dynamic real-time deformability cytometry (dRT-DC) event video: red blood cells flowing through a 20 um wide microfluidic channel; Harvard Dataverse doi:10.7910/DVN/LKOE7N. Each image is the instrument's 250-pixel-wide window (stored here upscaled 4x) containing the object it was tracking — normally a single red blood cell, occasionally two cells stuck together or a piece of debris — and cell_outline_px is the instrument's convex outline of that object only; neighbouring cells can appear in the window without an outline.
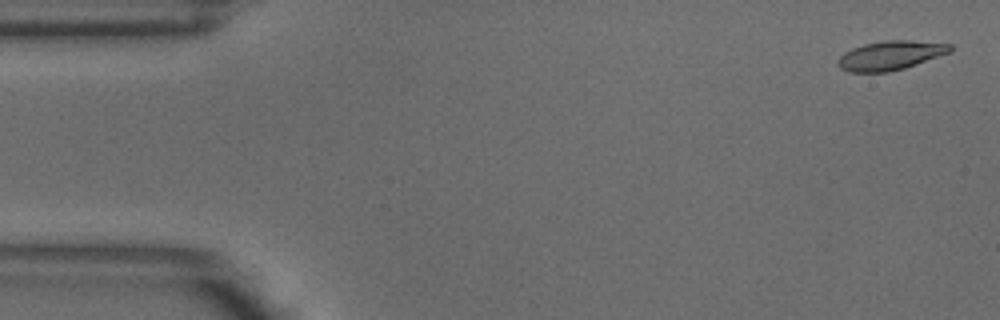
{"species": "common noctule bat (a hibernating species)", "species_latin": "Nyctalus noctula", "temperature_condition": "warm", "stored_images_in_passage": 5, "camera_frame_rate_fps": 3000, "um_per_image_px": 0.085, "animal": {"sex": "male", "body_mass_g": 18.8}, "frame": {"image": 1, "passage_image": 1, "time_ms": 0.0, "image_size_px": [1000, 320], "cell_outline_px": [[952, 52], [904, 68], [888, 72], [848, 72], [840, 68], [836, 64], [836, 60], [844, 52], [852, 48], [864, 44], [884, 40], [912, 40], [952, 44]], "centroid_in_image_um": [75.67, 4.71], "position_along_channel_um": 9.3, "area_um2": 19.25}}
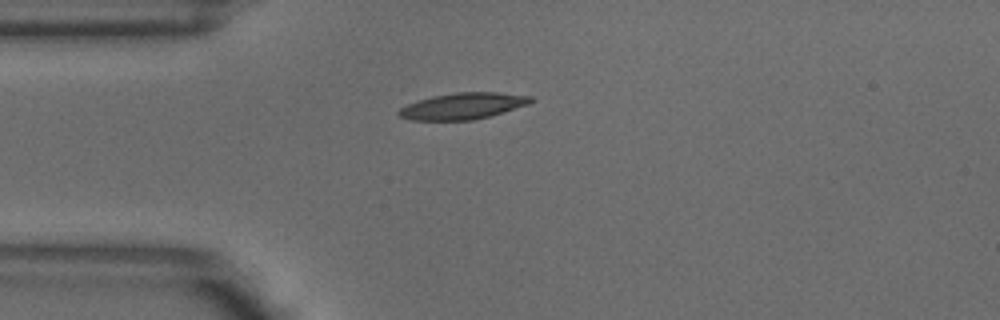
{"frame": {"image": 2, "passage_image": 4, "time_ms": 1.0, "image_size_px": [1000, 320], "cell_outline_px": [[536, 100], [528, 104], [488, 116], [472, 120], [412, 120], [400, 116], [396, 112], [400, 108], [416, 100], [432, 96], [456, 92], [500, 92], [532, 96]], "centroid_in_image_um": [39.34, 9.0], "position_along_channel_um": 45.7, "area_um2": 20.23}}